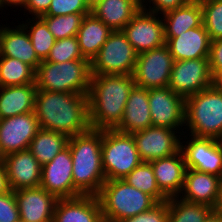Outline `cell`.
Returning <instances> with one entry per match:
<instances>
[{
    "mask_svg": "<svg viewBox=\"0 0 222 222\" xmlns=\"http://www.w3.org/2000/svg\"><path fill=\"white\" fill-rule=\"evenodd\" d=\"M34 112L41 129L69 137L88 131V95L38 90Z\"/></svg>",
    "mask_w": 222,
    "mask_h": 222,
    "instance_id": "cell-1",
    "label": "cell"
},
{
    "mask_svg": "<svg viewBox=\"0 0 222 222\" xmlns=\"http://www.w3.org/2000/svg\"><path fill=\"white\" fill-rule=\"evenodd\" d=\"M133 75L92 74L88 93L89 124L92 129L115 130L125 111Z\"/></svg>",
    "mask_w": 222,
    "mask_h": 222,
    "instance_id": "cell-2",
    "label": "cell"
},
{
    "mask_svg": "<svg viewBox=\"0 0 222 222\" xmlns=\"http://www.w3.org/2000/svg\"><path fill=\"white\" fill-rule=\"evenodd\" d=\"M68 146L72 155L73 185L82 195L97 196L106 177L102 166V130L88 131L71 136Z\"/></svg>",
    "mask_w": 222,
    "mask_h": 222,
    "instance_id": "cell-3",
    "label": "cell"
},
{
    "mask_svg": "<svg viewBox=\"0 0 222 222\" xmlns=\"http://www.w3.org/2000/svg\"><path fill=\"white\" fill-rule=\"evenodd\" d=\"M187 135L222 140V88L215 83L185 99Z\"/></svg>",
    "mask_w": 222,
    "mask_h": 222,
    "instance_id": "cell-4",
    "label": "cell"
},
{
    "mask_svg": "<svg viewBox=\"0 0 222 222\" xmlns=\"http://www.w3.org/2000/svg\"><path fill=\"white\" fill-rule=\"evenodd\" d=\"M91 77L88 59L61 63L42 61L35 70V85L38 90L88 95Z\"/></svg>",
    "mask_w": 222,
    "mask_h": 222,
    "instance_id": "cell-5",
    "label": "cell"
},
{
    "mask_svg": "<svg viewBox=\"0 0 222 222\" xmlns=\"http://www.w3.org/2000/svg\"><path fill=\"white\" fill-rule=\"evenodd\" d=\"M104 222H120L153 208L158 202L122 179L106 181L97 195Z\"/></svg>",
    "mask_w": 222,
    "mask_h": 222,
    "instance_id": "cell-6",
    "label": "cell"
},
{
    "mask_svg": "<svg viewBox=\"0 0 222 222\" xmlns=\"http://www.w3.org/2000/svg\"><path fill=\"white\" fill-rule=\"evenodd\" d=\"M102 166L106 181L123 179L142 163L132 134L102 130Z\"/></svg>",
    "mask_w": 222,
    "mask_h": 222,
    "instance_id": "cell-7",
    "label": "cell"
},
{
    "mask_svg": "<svg viewBox=\"0 0 222 222\" xmlns=\"http://www.w3.org/2000/svg\"><path fill=\"white\" fill-rule=\"evenodd\" d=\"M138 53L123 31H113L91 61L97 75H133Z\"/></svg>",
    "mask_w": 222,
    "mask_h": 222,
    "instance_id": "cell-8",
    "label": "cell"
},
{
    "mask_svg": "<svg viewBox=\"0 0 222 222\" xmlns=\"http://www.w3.org/2000/svg\"><path fill=\"white\" fill-rule=\"evenodd\" d=\"M174 61L166 44L139 53L133 73L135 86L143 89L168 87Z\"/></svg>",
    "mask_w": 222,
    "mask_h": 222,
    "instance_id": "cell-9",
    "label": "cell"
},
{
    "mask_svg": "<svg viewBox=\"0 0 222 222\" xmlns=\"http://www.w3.org/2000/svg\"><path fill=\"white\" fill-rule=\"evenodd\" d=\"M216 83L209 58L174 61L168 87L185 99Z\"/></svg>",
    "mask_w": 222,
    "mask_h": 222,
    "instance_id": "cell-10",
    "label": "cell"
},
{
    "mask_svg": "<svg viewBox=\"0 0 222 222\" xmlns=\"http://www.w3.org/2000/svg\"><path fill=\"white\" fill-rule=\"evenodd\" d=\"M185 133L181 136L180 150L183 153L186 167L222 178V140L192 135L185 136ZM182 137L184 140H188L184 141Z\"/></svg>",
    "mask_w": 222,
    "mask_h": 222,
    "instance_id": "cell-11",
    "label": "cell"
},
{
    "mask_svg": "<svg viewBox=\"0 0 222 222\" xmlns=\"http://www.w3.org/2000/svg\"><path fill=\"white\" fill-rule=\"evenodd\" d=\"M148 102L152 126L168 127L184 133V97L176 94L169 87L153 88L148 89Z\"/></svg>",
    "mask_w": 222,
    "mask_h": 222,
    "instance_id": "cell-12",
    "label": "cell"
},
{
    "mask_svg": "<svg viewBox=\"0 0 222 222\" xmlns=\"http://www.w3.org/2000/svg\"><path fill=\"white\" fill-rule=\"evenodd\" d=\"M132 135L142 162L166 158L181 149L182 132L168 127L150 126Z\"/></svg>",
    "mask_w": 222,
    "mask_h": 222,
    "instance_id": "cell-13",
    "label": "cell"
},
{
    "mask_svg": "<svg viewBox=\"0 0 222 222\" xmlns=\"http://www.w3.org/2000/svg\"><path fill=\"white\" fill-rule=\"evenodd\" d=\"M122 31L138 54L166 44L162 15L144 9H140Z\"/></svg>",
    "mask_w": 222,
    "mask_h": 222,
    "instance_id": "cell-14",
    "label": "cell"
},
{
    "mask_svg": "<svg viewBox=\"0 0 222 222\" xmlns=\"http://www.w3.org/2000/svg\"><path fill=\"white\" fill-rule=\"evenodd\" d=\"M72 171V155L67 146L42 166L40 186L58 199L81 196L73 185Z\"/></svg>",
    "mask_w": 222,
    "mask_h": 222,
    "instance_id": "cell-15",
    "label": "cell"
},
{
    "mask_svg": "<svg viewBox=\"0 0 222 222\" xmlns=\"http://www.w3.org/2000/svg\"><path fill=\"white\" fill-rule=\"evenodd\" d=\"M39 129L35 112L0 119L1 159L11 153L28 150Z\"/></svg>",
    "mask_w": 222,
    "mask_h": 222,
    "instance_id": "cell-16",
    "label": "cell"
},
{
    "mask_svg": "<svg viewBox=\"0 0 222 222\" xmlns=\"http://www.w3.org/2000/svg\"><path fill=\"white\" fill-rule=\"evenodd\" d=\"M20 220L24 222H53L58 198L41 186L14 191Z\"/></svg>",
    "mask_w": 222,
    "mask_h": 222,
    "instance_id": "cell-17",
    "label": "cell"
},
{
    "mask_svg": "<svg viewBox=\"0 0 222 222\" xmlns=\"http://www.w3.org/2000/svg\"><path fill=\"white\" fill-rule=\"evenodd\" d=\"M2 162L12 191L40 186L42 165L29 149L8 154Z\"/></svg>",
    "mask_w": 222,
    "mask_h": 222,
    "instance_id": "cell-18",
    "label": "cell"
},
{
    "mask_svg": "<svg viewBox=\"0 0 222 222\" xmlns=\"http://www.w3.org/2000/svg\"><path fill=\"white\" fill-rule=\"evenodd\" d=\"M53 222H104L98 197L81 195L58 199Z\"/></svg>",
    "mask_w": 222,
    "mask_h": 222,
    "instance_id": "cell-19",
    "label": "cell"
},
{
    "mask_svg": "<svg viewBox=\"0 0 222 222\" xmlns=\"http://www.w3.org/2000/svg\"><path fill=\"white\" fill-rule=\"evenodd\" d=\"M222 178L193 169L186 170L184 185L178 197L192 203H200L214 208L218 196Z\"/></svg>",
    "mask_w": 222,
    "mask_h": 222,
    "instance_id": "cell-20",
    "label": "cell"
},
{
    "mask_svg": "<svg viewBox=\"0 0 222 222\" xmlns=\"http://www.w3.org/2000/svg\"><path fill=\"white\" fill-rule=\"evenodd\" d=\"M165 41L175 61L209 58L211 40L203 24Z\"/></svg>",
    "mask_w": 222,
    "mask_h": 222,
    "instance_id": "cell-21",
    "label": "cell"
},
{
    "mask_svg": "<svg viewBox=\"0 0 222 222\" xmlns=\"http://www.w3.org/2000/svg\"><path fill=\"white\" fill-rule=\"evenodd\" d=\"M2 25L0 27V56L16 58L34 70L42 62L36 55L26 29L18 26Z\"/></svg>",
    "mask_w": 222,
    "mask_h": 222,
    "instance_id": "cell-22",
    "label": "cell"
},
{
    "mask_svg": "<svg viewBox=\"0 0 222 222\" xmlns=\"http://www.w3.org/2000/svg\"><path fill=\"white\" fill-rule=\"evenodd\" d=\"M153 168L160 191L169 199L178 197L184 185L187 170L182 151L149 162Z\"/></svg>",
    "mask_w": 222,
    "mask_h": 222,
    "instance_id": "cell-23",
    "label": "cell"
},
{
    "mask_svg": "<svg viewBox=\"0 0 222 222\" xmlns=\"http://www.w3.org/2000/svg\"><path fill=\"white\" fill-rule=\"evenodd\" d=\"M150 126H152V119L148 89L134 86L129 93L122 122L115 130L125 134H134Z\"/></svg>",
    "mask_w": 222,
    "mask_h": 222,
    "instance_id": "cell-24",
    "label": "cell"
},
{
    "mask_svg": "<svg viewBox=\"0 0 222 222\" xmlns=\"http://www.w3.org/2000/svg\"><path fill=\"white\" fill-rule=\"evenodd\" d=\"M35 83L0 87V119L34 112Z\"/></svg>",
    "mask_w": 222,
    "mask_h": 222,
    "instance_id": "cell-25",
    "label": "cell"
},
{
    "mask_svg": "<svg viewBox=\"0 0 222 222\" xmlns=\"http://www.w3.org/2000/svg\"><path fill=\"white\" fill-rule=\"evenodd\" d=\"M112 32L113 30L92 13L85 15L76 34L83 57L92 61Z\"/></svg>",
    "mask_w": 222,
    "mask_h": 222,
    "instance_id": "cell-26",
    "label": "cell"
},
{
    "mask_svg": "<svg viewBox=\"0 0 222 222\" xmlns=\"http://www.w3.org/2000/svg\"><path fill=\"white\" fill-rule=\"evenodd\" d=\"M141 8L131 0H102L91 13L111 30L122 31Z\"/></svg>",
    "mask_w": 222,
    "mask_h": 222,
    "instance_id": "cell-27",
    "label": "cell"
},
{
    "mask_svg": "<svg viewBox=\"0 0 222 222\" xmlns=\"http://www.w3.org/2000/svg\"><path fill=\"white\" fill-rule=\"evenodd\" d=\"M165 38H173L177 33L203 24L200 2H188L185 6L169 11L162 15Z\"/></svg>",
    "mask_w": 222,
    "mask_h": 222,
    "instance_id": "cell-28",
    "label": "cell"
},
{
    "mask_svg": "<svg viewBox=\"0 0 222 222\" xmlns=\"http://www.w3.org/2000/svg\"><path fill=\"white\" fill-rule=\"evenodd\" d=\"M69 138L64 133L40 128L30 143L29 151L43 166L68 146Z\"/></svg>",
    "mask_w": 222,
    "mask_h": 222,
    "instance_id": "cell-29",
    "label": "cell"
},
{
    "mask_svg": "<svg viewBox=\"0 0 222 222\" xmlns=\"http://www.w3.org/2000/svg\"><path fill=\"white\" fill-rule=\"evenodd\" d=\"M35 83V70L12 57L0 56V87Z\"/></svg>",
    "mask_w": 222,
    "mask_h": 222,
    "instance_id": "cell-30",
    "label": "cell"
},
{
    "mask_svg": "<svg viewBox=\"0 0 222 222\" xmlns=\"http://www.w3.org/2000/svg\"><path fill=\"white\" fill-rule=\"evenodd\" d=\"M212 211L205 204L192 203L180 197L168 199V222H203Z\"/></svg>",
    "mask_w": 222,
    "mask_h": 222,
    "instance_id": "cell-31",
    "label": "cell"
},
{
    "mask_svg": "<svg viewBox=\"0 0 222 222\" xmlns=\"http://www.w3.org/2000/svg\"><path fill=\"white\" fill-rule=\"evenodd\" d=\"M122 180L136 189L152 196L158 203L168 200V198L160 191L153 168L149 162H142Z\"/></svg>",
    "mask_w": 222,
    "mask_h": 222,
    "instance_id": "cell-32",
    "label": "cell"
},
{
    "mask_svg": "<svg viewBox=\"0 0 222 222\" xmlns=\"http://www.w3.org/2000/svg\"><path fill=\"white\" fill-rule=\"evenodd\" d=\"M25 21L20 24L26 29L37 57L41 61L46 60L55 43L53 34L40 17H28Z\"/></svg>",
    "mask_w": 222,
    "mask_h": 222,
    "instance_id": "cell-33",
    "label": "cell"
},
{
    "mask_svg": "<svg viewBox=\"0 0 222 222\" xmlns=\"http://www.w3.org/2000/svg\"><path fill=\"white\" fill-rule=\"evenodd\" d=\"M90 13H74L61 16H41L55 40L75 37L82 19Z\"/></svg>",
    "mask_w": 222,
    "mask_h": 222,
    "instance_id": "cell-34",
    "label": "cell"
},
{
    "mask_svg": "<svg viewBox=\"0 0 222 222\" xmlns=\"http://www.w3.org/2000/svg\"><path fill=\"white\" fill-rule=\"evenodd\" d=\"M200 4L203 25L210 40L222 38V0H204Z\"/></svg>",
    "mask_w": 222,
    "mask_h": 222,
    "instance_id": "cell-35",
    "label": "cell"
},
{
    "mask_svg": "<svg viewBox=\"0 0 222 222\" xmlns=\"http://www.w3.org/2000/svg\"><path fill=\"white\" fill-rule=\"evenodd\" d=\"M79 59L85 58L81 54L78 40L75 36L55 40L47 59L44 61L61 63Z\"/></svg>",
    "mask_w": 222,
    "mask_h": 222,
    "instance_id": "cell-36",
    "label": "cell"
},
{
    "mask_svg": "<svg viewBox=\"0 0 222 222\" xmlns=\"http://www.w3.org/2000/svg\"><path fill=\"white\" fill-rule=\"evenodd\" d=\"M74 13H91L85 0H52L43 16H61Z\"/></svg>",
    "mask_w": 222,
    "mask_h": 222,
    "instance_id": "cell-37",
    "label": "cell"
},
{
    "mask_svg": "<svg viewBox=\"0 0 222 222\" xmlns=\"http://www.w3.org/2000/svg\"><path fill=\"white\" fill-rule=\"evenodd\" d=\"M120 222H168V200L158 203L146 212L125 218Z\"/></svg>",
    "mask_w": 222,
    "mask_h": 222,
    "instance_id": "cell-38",
    "label": "cell"
},
{
    "mask_svg": "<svg viewBox=\"0 0 222 222\" xmlns=\"http://www.w3.org/2000/svg\"><path fill=\"white\" fill-rule=\"evenodd\" d=\"M20 213L14 191L0 195V222H18Z\"/></svg>",
    "mask_w": 222,
    "mask_h": 222,
    "instance_id": "cell-39",
    "label": "cell"
},
{
    "mask_svg": "<svg viewBox=\"0 0 222 222\" xmlns=\"http://www.w3.org/2000/svg\"><path fill=\"white\" fill-rule=\"evenodd\" d=\"M147 1L145 0L143 9L158 15H163L169 11L183 7L188 3L187 0H147Z\"/></svg>",
    "mask_w": 222,
    "mask_h": 222,
    "instance_id": "cell-40",
    "label": "cell"
},
{
    "mask_svg": "<svg viewBox=\"0 0 222 222\" xmlns=\"http://www.w3.org/2000/svg\"><path fill=\"white\" fill-rule=\"evenodd\" d=\"M209 65L213 78L217 80L222 75V38L211 41Z\"/></svg>",
    "mask_w": 222,
    "mask_h": 222,
    "instance_id": "cell-41",
    "label": "cell"
},
{
    "mask_svg": "<svg viewBox=\"0 0 222 222\" xmlns=\"http://www.w3.org/2000/svg\"><path fill=\"white\" fill-rule=\"evenodd\" d=\"M52 0H27L24 11L32 17H41L46 14Z\"/></svg>",
    "mask_w": 222,
    "mask_h": 222,
    "instance_id": "cell-42",
    "label": "cell"
},
{
    "mask_svg": "<svg viewBox=\"0 0 222 222\" xmlns=\"http://www.w3.org/2000/svg\"><path fill=\"white\" fill-rule=\"evenodd\" d=\"M10 191H11V188L9 185L6 169L2 162V159H0V195L5 194Z\"/></svg>",
    "mask_w": 222,
    "mask_h": 222,
    "instance_id": "cell-43",
    "label": "cell"
},
{
    "mask_svg": "<svg viewBox=\"0 0 222 222\" xmlns=\"http://www.w3.org/2000/svg\"><path fill=\"white\" fill-rule=\"evenodd\" d=\"M26 1L27 0H0V10L1 9L4 10L3 7L7 9V7L9 6L12 8L20 7L21 10V8H23L24 5L26 4Z\"/></svg>",
    "mask_w": 222,
    "mask_h": 222,
    "instance_id": "cell-44",
    "label": "cell"
},
{
    "mask_svg": "<svg viewBox=\"0 0 222 222\" xmlns=\"http://www.w3.org/2000/svg\"><path fill=\"white\" fill-rule=\"evenodd\" d=\"M213 211L222 215V180H221V183H220V186H219L218 200H217V203H216L215 207L213 208Z\"/></svg>",
    "mask_w": 222,
    "mask_h": 222,
    "instance_id": "cell-45",
    "label": "cell"
},
{
    "mask_svg": "<svg viewBox=\"0 0 222 222\" xmlns=\"http://www.w3.org/2000/svg\"><path fill=\"white\" fill-rule=\"evenodd\" d=\"M203 222H222V215L212 211Z\"/></svg>",
    "mask_w": 222,
    "mask_h": 222,
    "instance_id": "cell-46",
    "label": "cell"
},
{
    "mask_svg": "<svg viewBox=\"0 0 222 222\" xmlns=\"http://www.w3.org/2000/svg\"><path fill=\"white\" fill-rule=\"evenodd\" d=\"M102 0H85V3L91 10L93 7H95L98 3H100Z\"/></svg>",
    "mask_w": 222,
    "mask_h": 222,
    "instance_id": "cell-47",
    "label": "cell"
},
{
    "mask_svg": "<svg viewBox=\"0 0 222 222\" xmlns=\"http://www.w3.org/2000/svg\"><path fill=\"white\" fill-rule=\"evenodd\" d=\"M136 3L141 9L144 8L145 0H131Z\"/></svg>",
    "mask_w": 222,
    "mask_h": 222,
    "instance_id": "cell-48",
    "label": "cell"
},
{
    "mask_svg": "<svg viewBox=\"0 0 222 222\" xmlns=\"http://www.w3.org/2000/svg\"><path fill=\"white\" fill-rule=\"evenodd\" d=\"M216 83L222 88V75L216 80Z\"/></svg>",
    "mask_w": 222,
    "mask_h": 222,
    "instance_id": "cell-49",
    "label": "cell"
},
{
    "mask_svg": "<svg viewBox=\"0 0 222 222\" xmlns=\"http://www.w3.org/2000/svg\"><path fill=\"white\" fill-rule=\"evenodd\" d=\"M188 2H202L204 0H187Z\"/></svg>",
    "mask_w": 222,
    "mask_h": 222,
    "instance_id": "cell-50",
    "label": "cell"
}]
</instances>
